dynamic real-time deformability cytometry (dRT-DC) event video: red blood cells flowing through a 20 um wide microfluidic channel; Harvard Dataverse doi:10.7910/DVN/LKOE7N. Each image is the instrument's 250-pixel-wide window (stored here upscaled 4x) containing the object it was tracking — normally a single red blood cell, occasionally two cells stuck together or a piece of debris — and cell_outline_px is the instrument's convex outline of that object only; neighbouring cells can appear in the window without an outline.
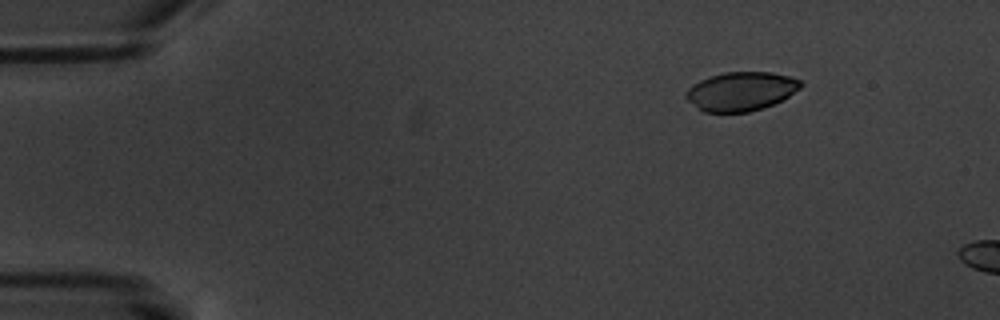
{"species": "common noctule bat (a hibernating species)", "species_latin": "Nyctalus noctula", "temperature_condition": "warm", "stored_images_in_passage": 3, "camera_frame_rate_fps": 3000, "um_per_image_px": 0.085, "animal": {"sex": "male", "body_mass_g": 20.1, "forearm_length_mm": 53.5}, "frame": {"image": 1, "passage_image": 1, "time_ms": 0.0, "image_size_px": [1000, 320], "cell_outline_px": [[804, 84], [800, 88], [788, 96], [764, 108], [748, 112], [704, 112], [688, 100], [684, 96], [684, 92], [688, 88], [700, 80], [724, 72], [772, 72], [788, 76], [800, 80]], "centroid_in_image_um": [62.98, 7.76], "position_along_channel_um": 22.0, "area_um2": 25.84}}